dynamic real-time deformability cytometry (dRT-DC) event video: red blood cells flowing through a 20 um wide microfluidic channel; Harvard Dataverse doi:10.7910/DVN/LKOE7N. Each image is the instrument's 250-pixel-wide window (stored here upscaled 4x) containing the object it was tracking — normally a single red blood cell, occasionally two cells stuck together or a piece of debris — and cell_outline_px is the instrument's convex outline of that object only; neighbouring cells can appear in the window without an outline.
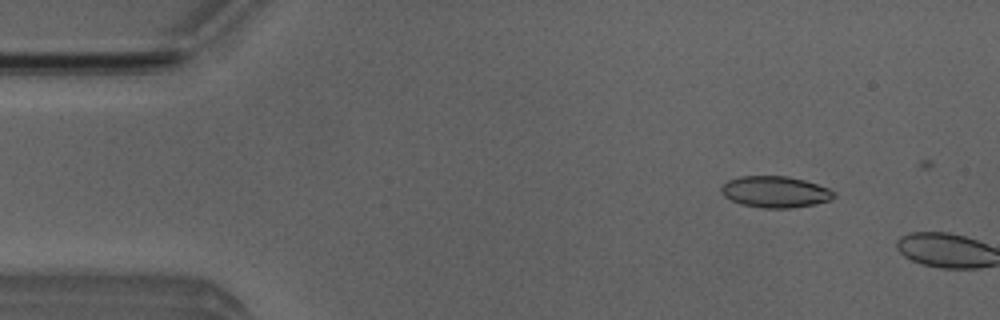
{"species": "Egyptian fruit bat (a non-hibernating species)", "species_latin": "Rousettus aegyptiacus", "temperature_condition": "room temperature", "stored_images_in_passage": 8, "camera_frame_rate_fps": 3000, "um_per_image_px": 0.085, "animal": {"sex": "male"}, "frame": {"image": 1, "passage_image": 6, "time_ms": 1.667, "image_size_px": [1000, 320], "cell_outline_px": [[836, 196], [832, 200], [816, 204], [792, 208], [760, 208], [740, 204], [724, 196], [720, 192], [720, 188], [728, 180], [740, 176], [788, 176], [804, 180], [828, 188], [836, 192]], "centroid_in_image_um": [65.91, 16.32], "position_along_channel_um": 19.1, "area_um2": 20.81}}